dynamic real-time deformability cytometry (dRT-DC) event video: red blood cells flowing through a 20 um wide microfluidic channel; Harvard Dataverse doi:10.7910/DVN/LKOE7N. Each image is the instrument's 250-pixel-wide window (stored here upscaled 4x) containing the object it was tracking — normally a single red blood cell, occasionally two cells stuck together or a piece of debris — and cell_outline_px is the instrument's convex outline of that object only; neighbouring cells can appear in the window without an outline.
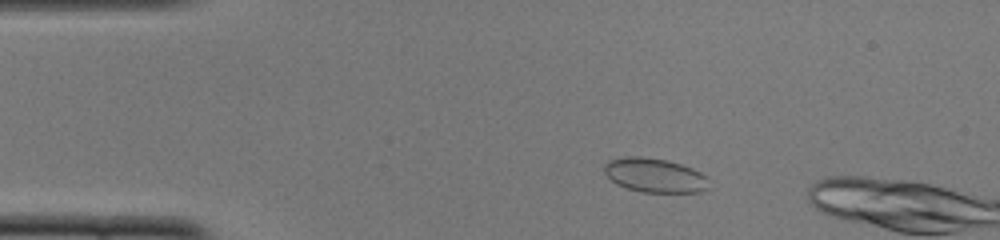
{"species": "common noctule bat (a hibernating species)", "species_latin": "Nyctalus noctula", "temperature_condition": "cold", "stored_images_in_passage": 8, "camera_frame_rate_fps": 3000, "um_per_image_px": 0.085, "animal": {"sex": "female", "body_mass_g": 22.0, "forearm_length_mm": 56.7}, "frame": {"image": 1, "passage_image": 1, "time_ms": 0.0, "image_size_px": [1000, 240], "cell_outline_px": [[704, 176], [700, 188], [696, 192], [644, 192], [628, 188], [612, 180], [604, 172], [604, 164], [608, 160], [664, 160], [680, 164], [700, 172]], "centroid_in_image_um": [55.58, 14.94], "position_along_channel_um": 29.4, "area_um2": 18.84}}